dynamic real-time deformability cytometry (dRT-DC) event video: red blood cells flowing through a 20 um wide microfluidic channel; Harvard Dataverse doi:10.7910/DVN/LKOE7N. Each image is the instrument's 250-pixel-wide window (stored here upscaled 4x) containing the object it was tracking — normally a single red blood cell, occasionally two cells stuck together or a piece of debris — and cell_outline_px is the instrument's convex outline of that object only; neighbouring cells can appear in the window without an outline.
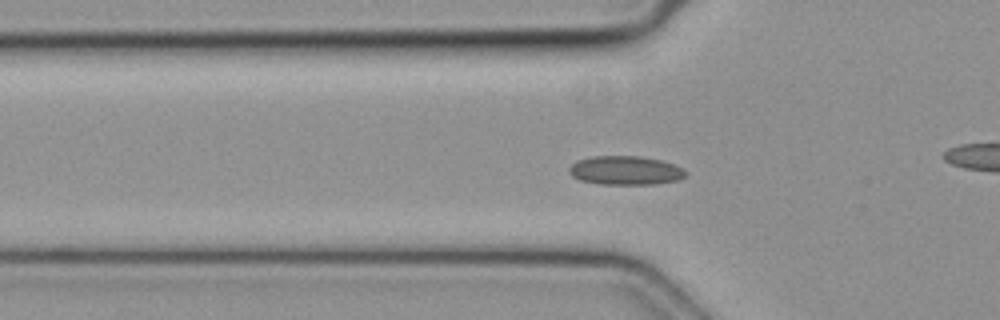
{"species": "common noctule bat (a hibernating species)", "species_latin": "Nyctalus noctula", "temperature_condition": "cold", "stored_images_in_passage": 42, "camera_frame_rate_fps": 3000, "um_per_image_px": 0.085, "animal": {"sex": "female", "body_mass_g": 19.3, "forearm_length_mm": 54.1}, "frame": {"image": 1, "passage_image": 18, "time_ms": 5.667, "image_size_px": [1000, 320], "cell_outline_px": [[688, 172], [680, 180], [656, 184], [600, 184], [580, 180], [572, 176], [568, 172], [568, 168], [576, 160], [592, 156], [640, 156], [660, 160], [684, 168]], "centroid_in_image_um": [53.16, 14.49], "position_along_channel_um": 72.6, "area_um2": 19.77}}
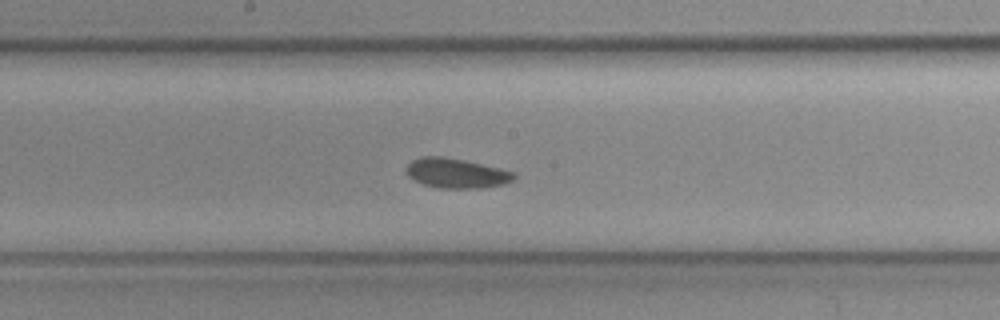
{"frame": {"image": 2, "passage_image": 28, "time_ms": 9.0, "image_size_px": [1000, 320], "cell_outline_px": [[516, 176], [512, 180], [504, 184], [480, 188], [436, 188], [424, 184], [408, 176], [404, 172], [408, 164], [412, 160], [420, 156], [444, 156], [464, 160], [500, 168], [516, 172]], "centroid_in_image_um": [38.77, 14.71], "position_along_channel_um": 209.4, "area_um2": 18.79}}
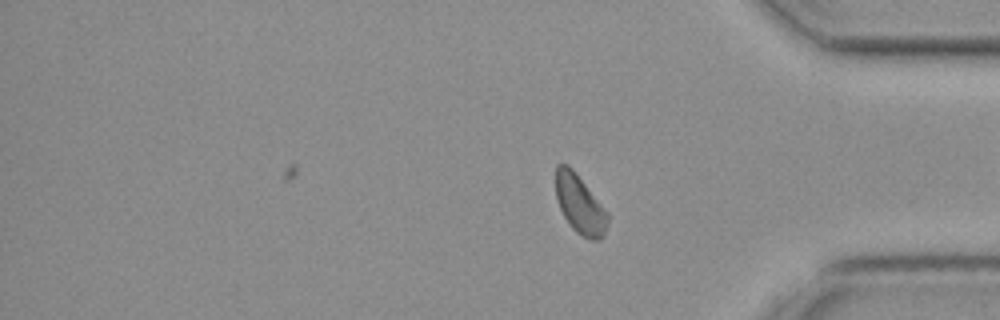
{"frame": {"image": 3, "passage_image": 42, "time_ms": 13.667, "image_size_px": [1000, 320], "cell_outline_px": [[608, 220], [604, 232], [600, 240], [588, 240], [576, 232], [572, 228], [564, 216], [560, 208], [556, 196], [556, 164], [568, 164], [572, 168], [608, 212]], "centroid_in_image_um": [49.28, 17.37], "position_along_channel_um": 385.9, "area_um2": 17.63}}